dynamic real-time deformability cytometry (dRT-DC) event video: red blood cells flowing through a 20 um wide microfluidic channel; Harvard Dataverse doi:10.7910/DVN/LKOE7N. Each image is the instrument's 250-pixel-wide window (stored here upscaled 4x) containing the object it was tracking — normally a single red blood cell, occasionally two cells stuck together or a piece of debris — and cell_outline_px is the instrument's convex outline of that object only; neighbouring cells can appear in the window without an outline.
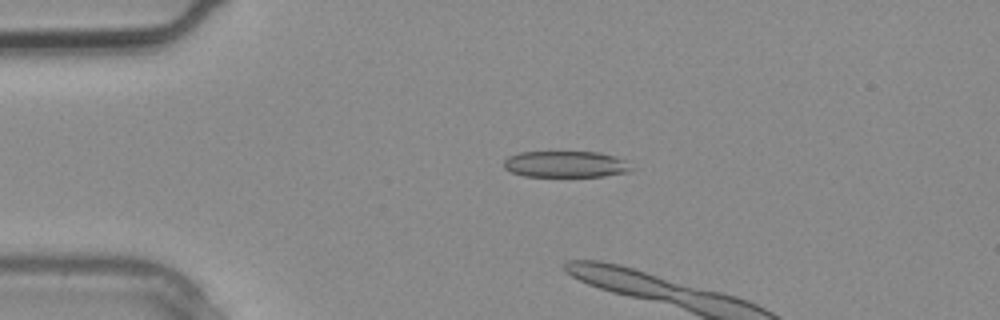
{"species": "common noctule bat (a hibernating species)", "species_latin": "Nyctalus noctula", "temperature_condition": "warm", "stored_images_in_passage": 3, "camera_frame_rate_fps": 3000, "um_per_image_px": 0.085, "animal": {"sex": "male", "body_mass_g": 20.4}, "frame": {"image": 1, "passage_image": 1, "time_ms": 0.0, "image_size_px": [1000, 320], "cell_outline_px": [[632, 172], [604, 176], [524, 176], [512, 172], [504, 168], [504, 160], [508, 156], [520, 152], [600, 152], [616, 156], [624, 160], [632, 168]], "centroid_in_image_um": [48.1, 13.96], "position_along_channel_um": 36.9, "area_um2": 19.65}}